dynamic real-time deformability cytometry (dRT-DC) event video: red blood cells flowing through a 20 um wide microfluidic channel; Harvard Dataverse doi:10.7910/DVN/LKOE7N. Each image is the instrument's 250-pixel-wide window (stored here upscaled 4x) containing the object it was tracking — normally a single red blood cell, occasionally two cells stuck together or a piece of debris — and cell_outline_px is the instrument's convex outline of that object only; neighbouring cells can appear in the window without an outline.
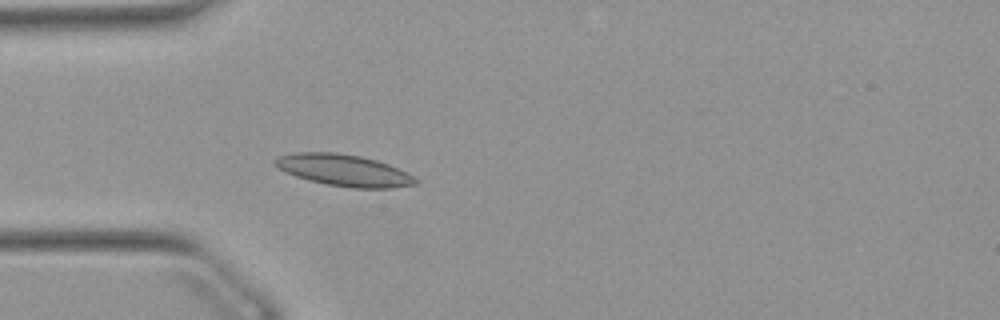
{"species": "Egyptian fruit bat (a non-hibernating species)", "species_latin": "Rousettus aegyptiacus", "temperature_condition": "warm", "stored_images_in_passage": 41, "camera_frame_rate_fps": 3000, "um_per_image_px": 0.085, "animal": {"sex": "female"}, "frame": {"image": 1, "passage_image": 8, "time_ms": 2.333, "image_size_px": [1000, 320], "cell_outline_px": [[420, 180], [416, 184], [392, 188], [352, 188], [328, 184], [308, 180], [284, 172], [272, 164], [272, 160], [280, 156], [296, 152], [336, 152], [360, 156], [376, 160], [388, 164]], "centroid_in_image_um": [29.18, 14.47], "position_along_channel_um": 55.8, "area_um2": 25.84}}
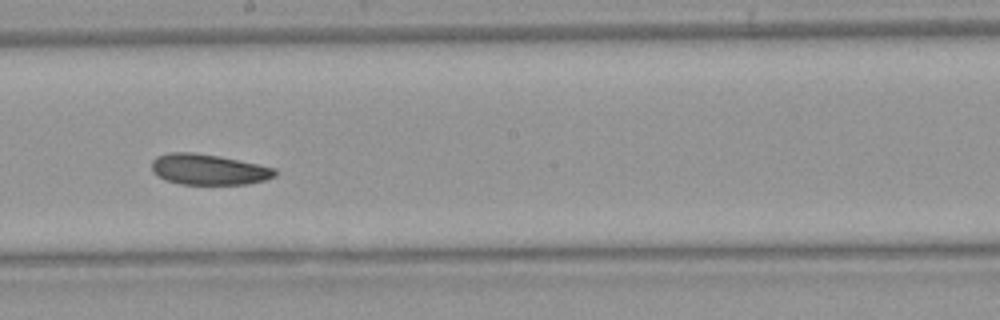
{"frame": {"image": 2, "passage_image": 22, "time_ms": 7.0, "image_size_px": [1000, 320], "cell_outline_px": [[276, 176], [264, 180], [248, 184], [180, 184], [164, 180], [156, 176], [152, 172], [152, 160], [156, 156], [168, 152], [192, 152], [220, 156], [276, 168]], "centroid_in_image_um": [17.68, 14.4], "position_along_channel_um": 230.5, "area_um2": 22.25}}
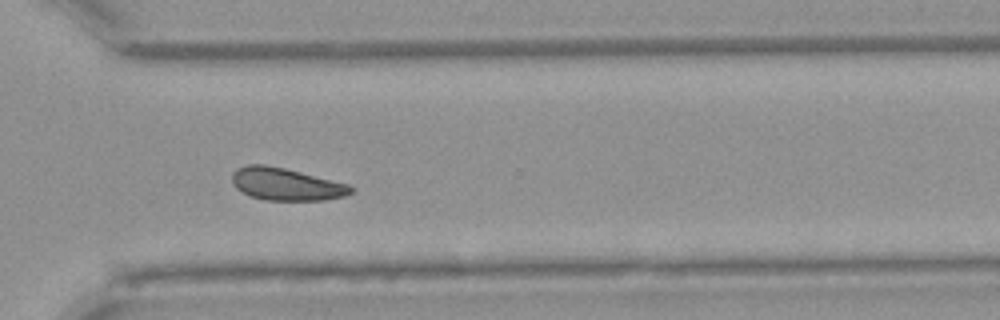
{"frame": {"image": 3, "passage_image": 31, "time_ms": 10.0, "image_size_px": [1000, 320], "cell_outline_px": [[356, 188], [352, 192], [344, 196], [324, 200], [264, 200], [252, 196], [236, 188], [232, 184], [232, 172], [236, 168], [248, 164], [264, 164], [284, 168], [348, 184]], "centroid_in_image_um": [24.3, 15.65], "position_along_channel_um": 346.3, "area_um2": 22.37}, "authors_computed_cell_mechanics": {"area_um2": 23.0044, "velocity_mm_per_s": 3.8536, "shape_relaxation_time_tau1_ms": null, "shape_relaxation_time_tau2_ms": 9.7686, "deformation_change_tau1": null, "deformation_change_tau2": 0.1534}}